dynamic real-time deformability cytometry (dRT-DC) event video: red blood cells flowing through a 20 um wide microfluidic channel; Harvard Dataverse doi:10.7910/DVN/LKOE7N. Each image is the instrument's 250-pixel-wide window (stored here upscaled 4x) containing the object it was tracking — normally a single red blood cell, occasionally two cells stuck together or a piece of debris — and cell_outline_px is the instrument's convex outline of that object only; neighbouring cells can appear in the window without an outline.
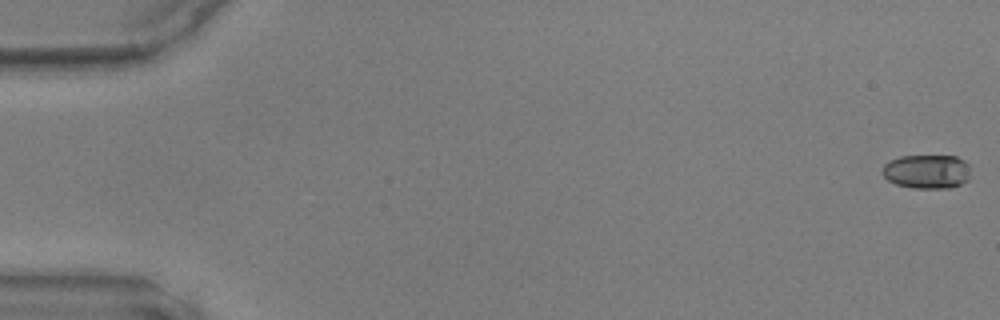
{"species": "common noctule bat (a hibernating species)", "species_latin": "Nyctalus noctula", "temperature_condition": "warm", "stored_images_in_passage": 41, "camera_frame_rate_fps": 3000, "um_per_image_px": 0.085, "animal": {"sex": "male", "body_mass_g": 17.9, "forearm_length_mm": 54.2}, "frame": {"image": 1, "passage_image": 1, "time_ms": 0.0, "image_size_px": [1000, 320], "cell_outline_px": [[972, 176], [968, 180], [960, 184], [948, 188], [912, 188], [896, 184], [888, 180], [884, 176], [884, 164], [888, 160], [900, 156], [956, 156], [964, 160], [968, 164]], "centroid_in_image_um": [78.82, 14.58], "position_along_channel_um": 6.2, "area_um2": 17.63}}
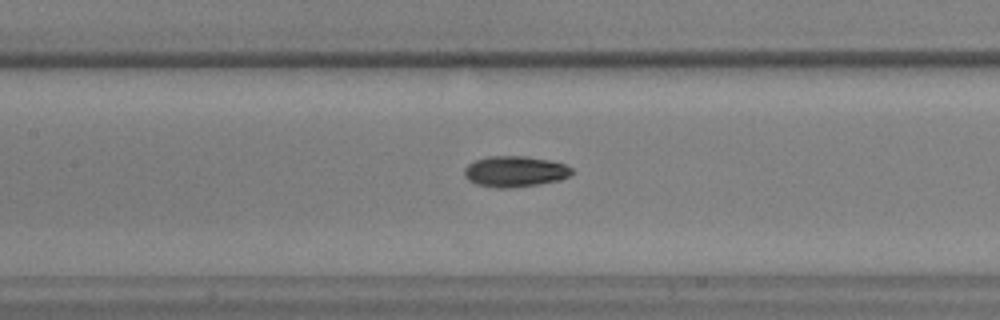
{"frame": {"image": 2, "passage_image": 23, "time_ms": 7.333, "image_size_px": [1000, 320], "cell_outline_px": [[576, 172], [560, 180], [540, 184], [508, 188], [496, 188], [476, 184], [468, 180], [464, 176], [464, 168], [468, 164], [476, 160], [488, 156], [524, 156], [548, 160], [564, 164], [572, 168]], "centroid_in_image_um": [43.77, 14.58], "position_along_channel_um": 163.6, "area_um2": 19.42}}
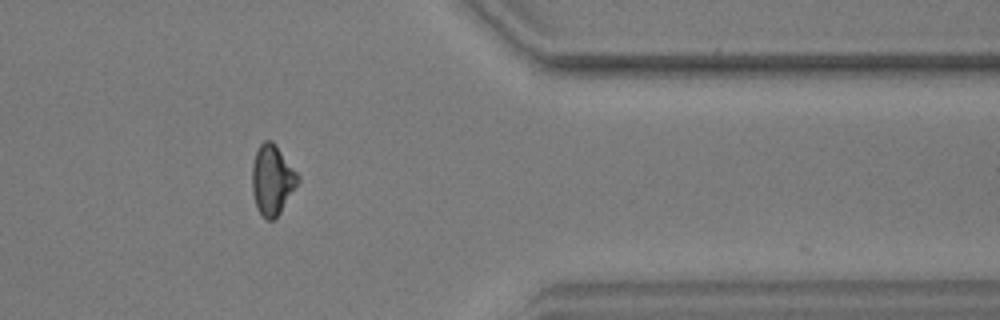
{"frame": {"image": 3, "passage_image": 40, "time_ms": 13.0, "image_size_px": [1000, 320], "cell_outline_px": [[300, 180], [280, 212], [272, 220], [268, 220], [256, 208], [252, 192], [252, 164], [256, 152], [260, 144], [264, 140], [272, 140], [276, 144], [300, 176]], "centroid_in_image_um": [23.13, 15.25], "position_along_channel_um": 388.3, "area_um2": 18.61}}